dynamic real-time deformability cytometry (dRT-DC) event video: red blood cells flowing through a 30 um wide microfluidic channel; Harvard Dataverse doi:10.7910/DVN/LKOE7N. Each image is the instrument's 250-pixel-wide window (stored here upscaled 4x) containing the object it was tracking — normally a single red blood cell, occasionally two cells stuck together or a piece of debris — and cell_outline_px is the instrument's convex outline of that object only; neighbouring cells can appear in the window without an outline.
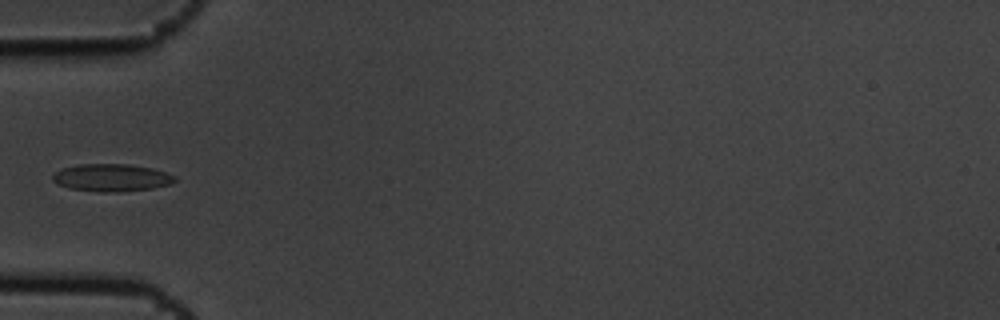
{"species": "common noctule bat (a hibernating species)", "species_latin": "Nyctalus noctula", "temperature_condition": "cold", "stored_images_in_passage": 8, "camera_frame_rate_fps": 3000, "um_per_image_px": 0.085, "animal": {"sex": "male", "body_mass_g": 19.5, "forearm_length_mm": 54.6}, "frame": {"image": 1, "passage_image": 5, "time_ms": 1.333, "image_size_px": [1000, 320], "cell_outline_px": [[176, 180], [172, 184], [152, 188], [116, 192], [100, 192], [68, 188], [56, 184], [52, 180], [52, 176], [56, 172], [64, 168], [80, 164], [128, 164], [152, 168], [176, 176]], "centroid_in_image_um": [9.48, 15.11], "position_along_channel_um": 75.5, "area_um2": 19.54}}
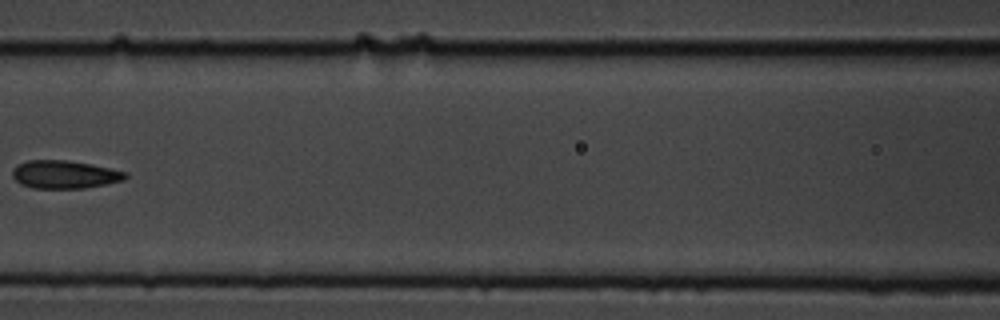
{"frame": {"image": 2, "passage_image": 7, "time_ms": 2.0, "image_size_px": [1000, 320], "cell_outline_px": [[128, 176], [124, 180], [84, 188], [32, 188], [20, 184], [12, 176], [12, 172], [16, 164], [28, 160], [68, 160], [92, 164], [128, 172]], "centroid_in_image_um": [5.48, 14.82], "position_along_channel_um": 161.1, "area_um2": 18.55}}
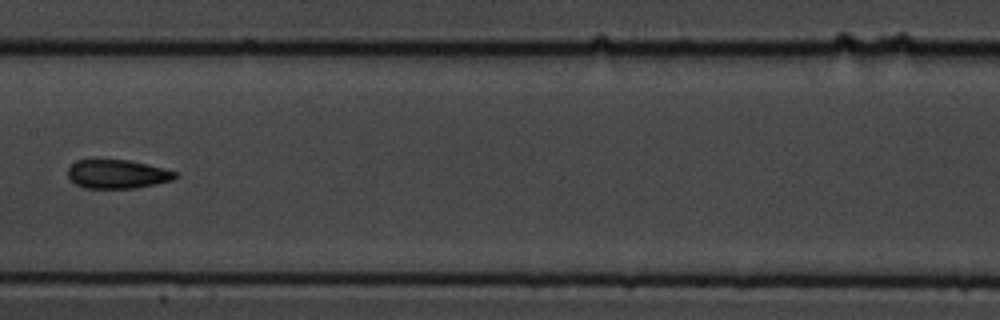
{"frame": {"image": 3, "passage_image": 8, "time_ms": 2.333, "image_size_px": [1000, 320], "cell_outline_px": [[180, 176], [172, 180], [156, 184], [136, 188], [84, 188], [76, 184], [68, 176], [68, 168], [76, 160], [96, 156], [128, 160], [176, 172]], "centroid_in_image_um": [9.9, 14.76], "position_along_channel_um": 197.5, "area_um2": 18.55}}